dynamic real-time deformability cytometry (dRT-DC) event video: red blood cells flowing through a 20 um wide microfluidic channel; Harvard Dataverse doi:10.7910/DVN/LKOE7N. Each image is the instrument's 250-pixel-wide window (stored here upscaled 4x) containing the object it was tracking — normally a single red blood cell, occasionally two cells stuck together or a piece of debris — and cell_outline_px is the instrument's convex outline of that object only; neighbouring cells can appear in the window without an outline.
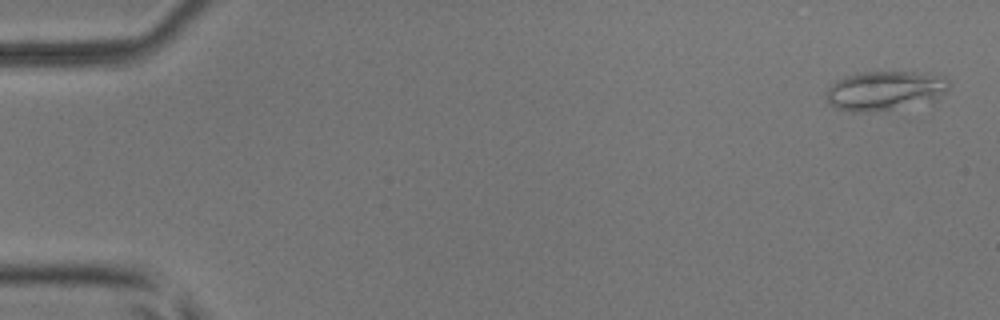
{"species": "common noctule bat (a hibernating species)", "species_latin": "Nyctalus noctula", "temperature_condition": "room temperature", "stored_images_in_passage": 22, "camera_frame_rate_fps": 3000, "um_per_image_px": 0.085, "animal": {"sex": "male", "body_mass_g": 17.9, "forearm_length_mm": 54.2}, "frame": {"image": 1, "passage_image": 2, "time_ms": 0.333, "image_size_px": [1000, 320], "cell_outline_px": [[948, 88], [936, 100], [892, 108], [836, 108], [828, 104], [824, 100], [824, 96], [828, 88], [836, 80], [860, 72], [912, 72], [944, 76], [948, 80]], "centroid_in_image_um": [75.22, 7.64], "position_along_channel_um": 9.8, "area_um2": 26.88}}
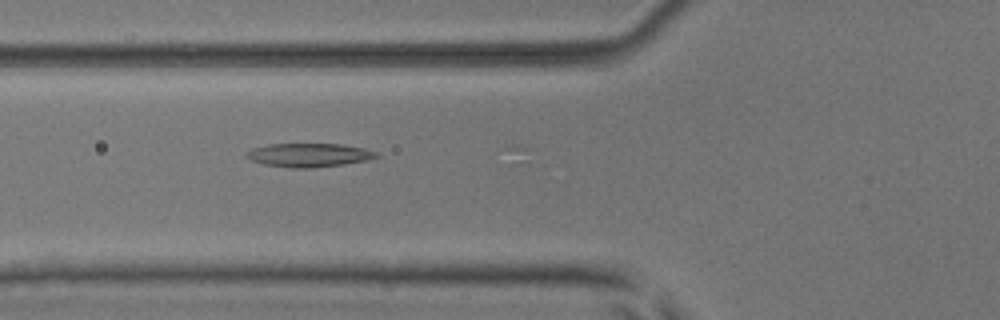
{"frame": {"image": 2, "passage_image": 20, "time_ms": 6.333, "image_size_px": [1000, 320], "cell_outline_px": [[380, 156], [368, 160], [344, 164], [312, 168], [292, 168], [264, 164], [252, 160], [244, 156], [244, 152], [252, 148], [268, 144], [344, 144], [364, 148], [376, 152]], "centroid_in_image_um": [26.25, 13.18], "position_along_channel_um": 99.6, "area_um2": 18.03}}